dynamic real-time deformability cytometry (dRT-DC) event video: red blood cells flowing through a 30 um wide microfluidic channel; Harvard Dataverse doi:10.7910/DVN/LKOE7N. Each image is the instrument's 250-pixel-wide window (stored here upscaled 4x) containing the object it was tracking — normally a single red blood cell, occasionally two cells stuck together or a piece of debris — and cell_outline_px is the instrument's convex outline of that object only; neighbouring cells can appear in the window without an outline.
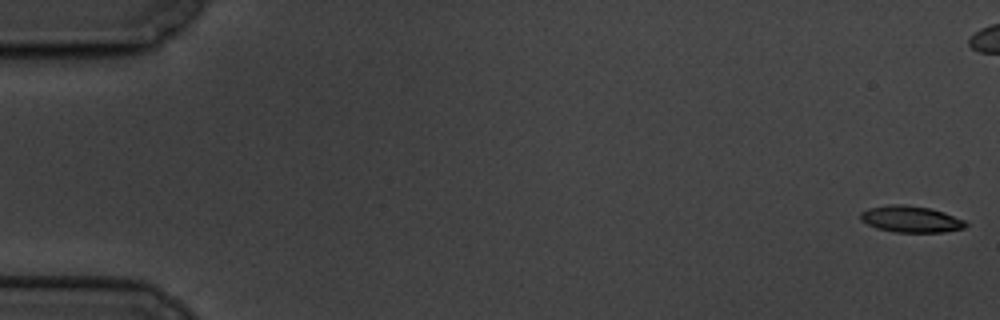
{"species": "common noctule bat (a hibernating species)", "species_latin": "Nyctalus noctula", "temperature_condition": "cold", "stored_images_in_passage": 6, "camera_frame_rate_fps": 3000, "um_per_image_px": 0.085, "animal": {"sex": "male", "body_mass_g": 19.5, "forearm_length_mm": 54.6}, "frame": {"image": 1, "passage_image": 1, "time_ms": 0.0, "image_size_px": [1000, 320], "cell_outline_px": [[968, 224], [964, 228], [944, 232], [896, 232], [876, 228], [860, 220], [860, 212], [868, 208], [888, 204], [900, 204], [928, 208], [944, 212], [964, 220]], "centroid_in_image_um": [77.4, 18.62], "position_along_channel_um": 7.6, "area_um2": 16.18}}